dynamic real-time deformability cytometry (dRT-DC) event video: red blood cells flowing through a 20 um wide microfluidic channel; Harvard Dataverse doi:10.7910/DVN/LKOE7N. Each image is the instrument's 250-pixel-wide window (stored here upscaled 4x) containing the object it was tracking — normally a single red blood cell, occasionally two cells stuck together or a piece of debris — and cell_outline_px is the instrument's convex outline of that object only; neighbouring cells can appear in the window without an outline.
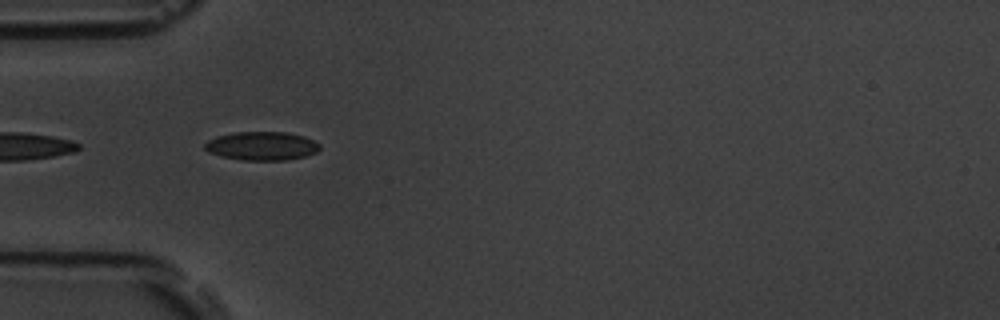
{"species": "common noctule bat (a hibernating species)", "species_latin": "Nyctalus noctula", "temperature_condition": "room temperature", "stored_images_in_passage": 5, "camera_frame_rate_fps": 3000, "um_per_image_px": 0.085, "animal": {"sex": "male", "body_mass_g": 19.5, "forearm_length_mm": 54.6}, "frame": {"image": 1, "passage_image": 3, "time_ms": 0.667, "image_size_px": [1000, 320], "cell_outline_px": [[320, 148], [316, 152], [304, 156], [284, 160], [240, 160], [220, 156], [208, 152], [204, 148], [204, 144], [208, 140], [216, 136], [236, 132], [288, 132], [304, 136], [320, 144]], "centroid_in_image_um": [22.22, 12.4], "position_along_channel_um": 62.8, "area_um2": 19.19}}